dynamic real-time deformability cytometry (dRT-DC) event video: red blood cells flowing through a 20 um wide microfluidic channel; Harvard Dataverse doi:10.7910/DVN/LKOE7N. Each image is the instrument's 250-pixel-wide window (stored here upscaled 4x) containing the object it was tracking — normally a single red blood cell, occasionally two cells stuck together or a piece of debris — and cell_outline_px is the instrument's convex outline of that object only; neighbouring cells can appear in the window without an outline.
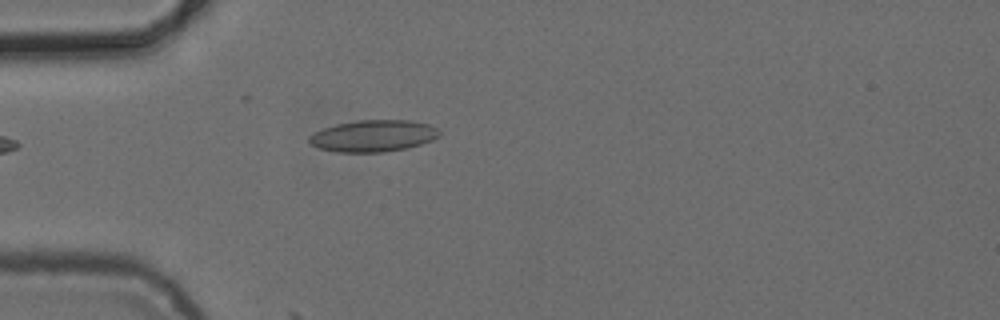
{"species": "common noctule bat (a hibernating species)", "species_latin": "Nyctalus noctula", "temperature_condition": "cold", "stored_images_in_passage": 5, "camera_frame_rate_fps": 3000, "um_per_image_px": 0.085, "animal": {"sex": "female", "body_mass_g": 24.6, "forearm_length_mm": 56.2}, "frame": {"image": 1, "passage_image": 5, "time_ms": 4.667, "image_size_px": [1000, 320], "cell_outline_px": [[440, 136], [432, 140], [408, 148], [384, 152], [336, 152], [320, 148], [312, 144], [308, 140], [308, 136], [324, 128], [336, 124], [360, 120], [408, 120], [428, 124], [440, 128]], "centroid_in_image_um": [31.77, 11.55], "position_along_channel_um": 53.2, "area_um2": 24.04}}